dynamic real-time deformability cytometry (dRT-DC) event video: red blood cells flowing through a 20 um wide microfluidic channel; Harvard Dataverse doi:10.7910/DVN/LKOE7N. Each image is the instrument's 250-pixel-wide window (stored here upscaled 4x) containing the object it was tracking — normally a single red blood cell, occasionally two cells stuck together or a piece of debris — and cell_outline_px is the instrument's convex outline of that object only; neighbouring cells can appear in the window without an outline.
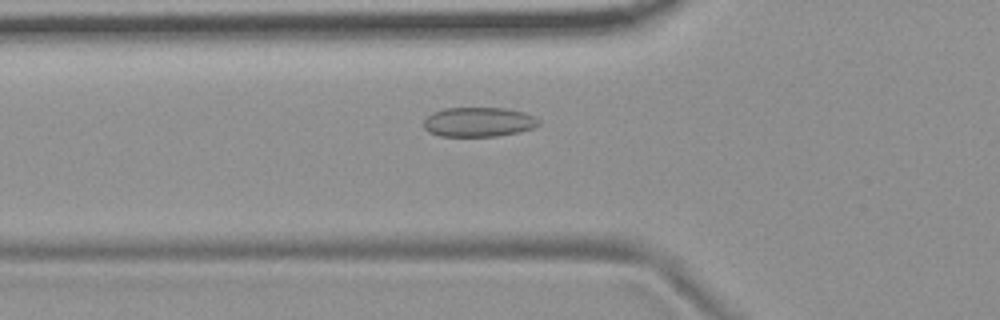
{"species": "common noctule bat (a hibernating species)", "species_latin": "Nyctalus noctula", "temperature_condition": "room temperature", "stored_images_in_passage": 38, "camera_frame_rate_fps": 3000, "um_per_image_px": 0.085, "animal": {"sex": "female", "body_mass_g": 19.9}, "frame": {"image": 1, "passage_image": 7, "time_ms": 2.0, "image_size_px": [1000, 320], "cell_outline_px": [[540, 124], [532, 128], [520, 132], [496, 136], [440, 136], [428, 132], [424, 128], [424, 120], [432, 112], [444, 108], [508, 108], [524, 112], [540, 120]], "centroid_in_image_um": [40.67, 10.37], "position_along_channel_um": 85.1, "area_um2": 19.88}}
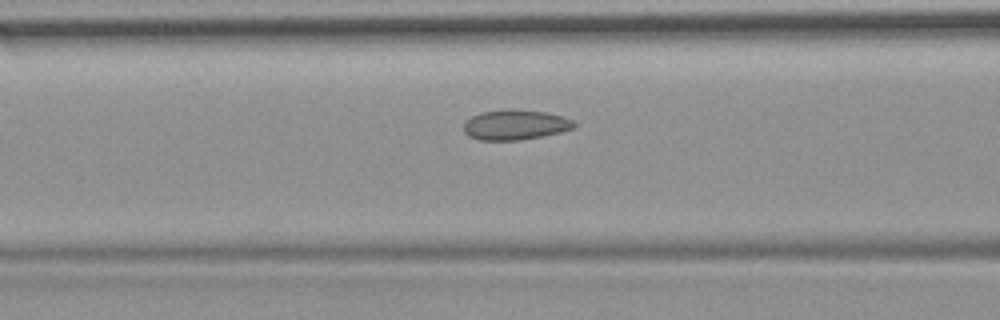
{"frame": {"image": 2, "passage_image": 10, "time_ms": 3.0, "image_size_px": [1000, 320], "cell_outline_px": [[576, 128], [544, 136], [520, 140], [480, 140], [468, 136], [464, 132], [464, 120], [480, 112], [544, 112], [564, 116], [572, 120], [576, 124]], "centroid_in_image_um": [43.81, 10.66], "position_along_channel_um": 122.8, "area_um2": 18.73}}
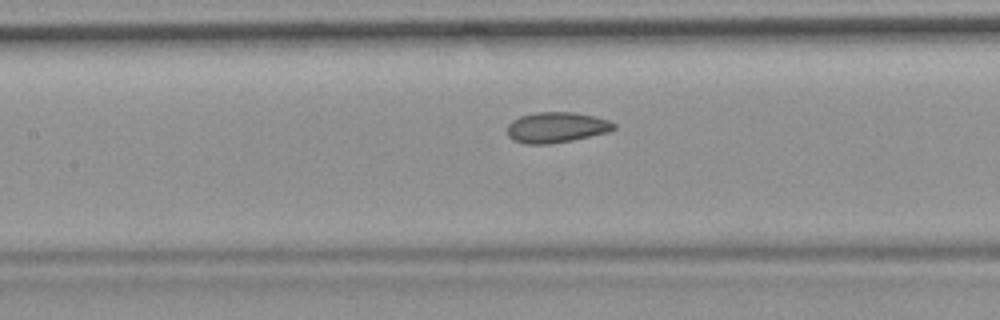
{"frame": {"image": 3, "passage_image": 13, "time_ms": 4.0, "image_size_px": [1000, 320], "cell_outline_px": [[616, 128], [608, 132], [572, 140], [552, 144], [524, 144], [512, 140], [508, 136], [508, 124], [512, 120], [520, 116], [536, 112], [572, 112], [592, 116], [608, 120], [616, 124]], "centroid_in_image_um": [47.27, 10.84], "position_along_channel_um": 160.1, "area_um2": 19.02}}